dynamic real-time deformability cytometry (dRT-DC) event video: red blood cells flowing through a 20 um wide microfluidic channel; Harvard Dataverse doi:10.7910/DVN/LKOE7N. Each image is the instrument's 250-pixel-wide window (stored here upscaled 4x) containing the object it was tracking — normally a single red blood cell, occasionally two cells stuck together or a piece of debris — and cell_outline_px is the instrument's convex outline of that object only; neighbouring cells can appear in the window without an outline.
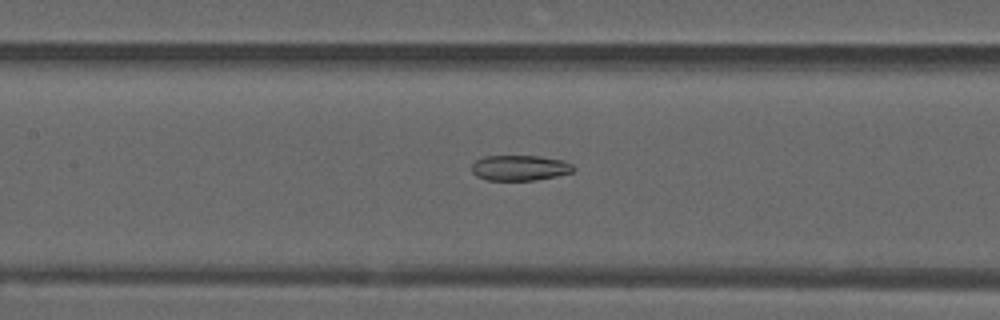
{"species": "common noctule bat (a hibernating species)", "species_latin": "Nyctalus noctula", "temperature_condition": "warm", "stored_images_in_passage": 46, "camera_frame_rate_fps": 3000, "um_per_image_px": 0.085, "animal": {"sex": "male", "forearm_length_mm": 52.5}, "frame": {"image": 1, "passage_image": 18, "time_ms": 5.667, "image_size_px": [1000, 320], "cell_outline_px": [[576, 168], [572, 172], [556, 176], [536, 180], [488, 180], [476, 176], [472, 172], [472, 164], [476, 160], [484, 156], [540, 156], [560, 160], [572, 164]], "centroid_in_image_um": [44.17, 14.27], "position_along_channel_um": 163.2, "area_um2": 15.03}}
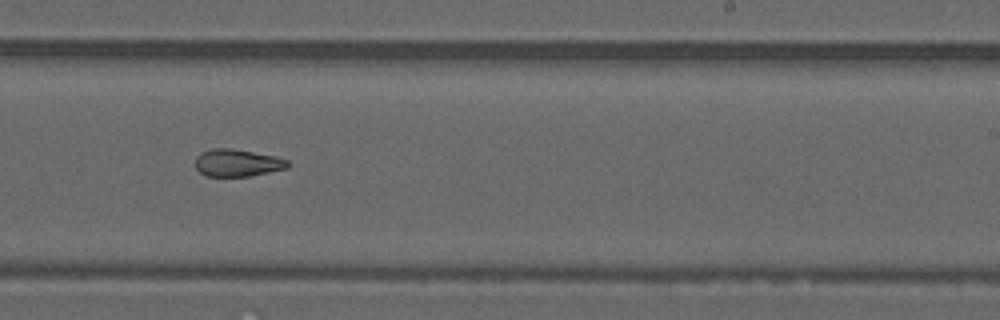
{"frame": {"image": 2, "passage_image": 26, "time_ms": 8.333, "image_size_px": [1000, 320], "cell_outline_px": [[288, 168], [248, 176], [208, 176], [200, 172], [196, 168], [196, 156], [200, 152], [212, 148], [232, 148], [276, 156], [288, 160]], "centroid_in_image_um": [20.16, 13.83], "position_along_channel_um": 268.8, "area_um2": 14.68}}
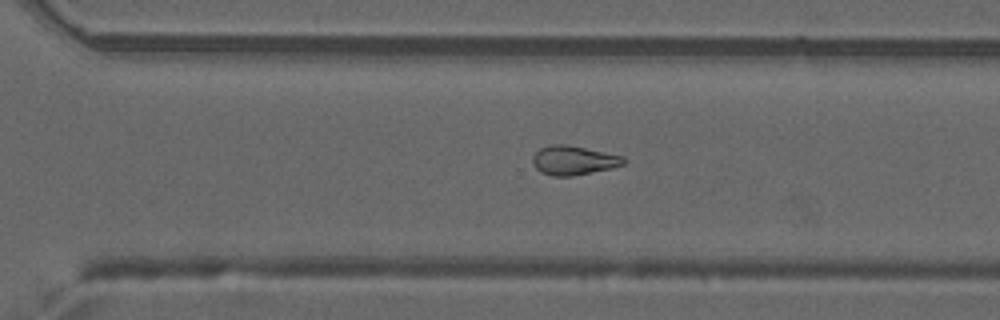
{"frame": {"image": 3, "passage_image": 30, "time_ms": 9.667, "image_size_px": [1000, 320], "cell_outline_px": [[624, 164], [612, 168], [572, 176], [552, 176], [540, 172], [532, 164], [532, 156], [540, 148], [552, 144], [568, 144], [624, 156]], "centroid_in_image_um": [48.73, 13.62], "position_along_channel_um": 321.9, "area_um2": 15.55}, "authors_computed_cell_mechanics": {"area_um2": 15.8661, "velocity_mm_per_s": 3.9735, "shape_relaxation_time_tau1_ms": null, "shape_relaxation_time_tau2_ms": 3.2027, "deformation_change_tau1": null, "deformation_change_tau2": 0.1089}}